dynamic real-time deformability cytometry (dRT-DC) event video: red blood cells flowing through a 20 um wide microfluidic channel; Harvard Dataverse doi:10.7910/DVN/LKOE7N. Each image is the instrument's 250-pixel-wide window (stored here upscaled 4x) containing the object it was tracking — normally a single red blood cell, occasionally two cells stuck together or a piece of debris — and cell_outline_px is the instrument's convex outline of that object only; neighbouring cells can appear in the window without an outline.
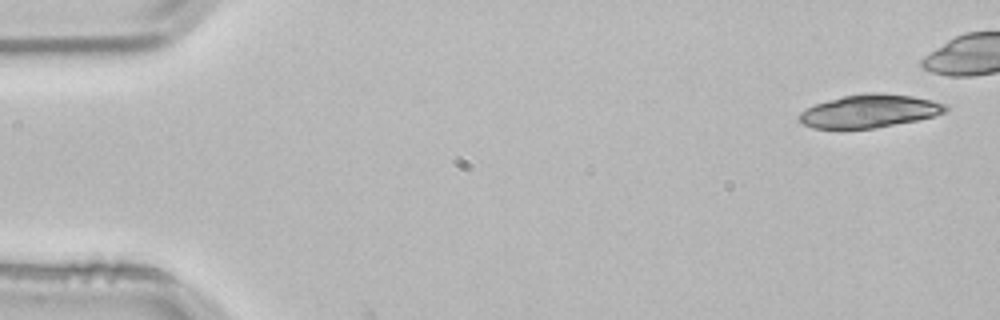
{"species": "common noctule bat (a hibernating species)", "species_latin": "Nyctalus noctula", "temperature_condition": "room temperature", "stored_images_in_passage": 5, "camera_frame_rate_fps": 3000, "um_per_image_px": 0.085, "animal": {"sex": "male", "body_mass_g": 21.5, "forearm_length_mm": 52.0}, "frame": {"image": 1, "passage_image": 1, "time_ms": 0.0, "image_size_px": [1000, 320], "cell_outline_px": [[948, 108], [944, 112], [932, 116], [916, 120], [876, 128], [812, 128], [804, 124], [800, 120], [800, 112], [816, 104], [828, 100], [844, 96], [864, 92], [880, 92], [912, 96], [932, 100], [944, 104]], "centroid_in_image_um": [73.91, 9.43], "position_along_channel_um": 11.1, "area_um2": 27.86}}